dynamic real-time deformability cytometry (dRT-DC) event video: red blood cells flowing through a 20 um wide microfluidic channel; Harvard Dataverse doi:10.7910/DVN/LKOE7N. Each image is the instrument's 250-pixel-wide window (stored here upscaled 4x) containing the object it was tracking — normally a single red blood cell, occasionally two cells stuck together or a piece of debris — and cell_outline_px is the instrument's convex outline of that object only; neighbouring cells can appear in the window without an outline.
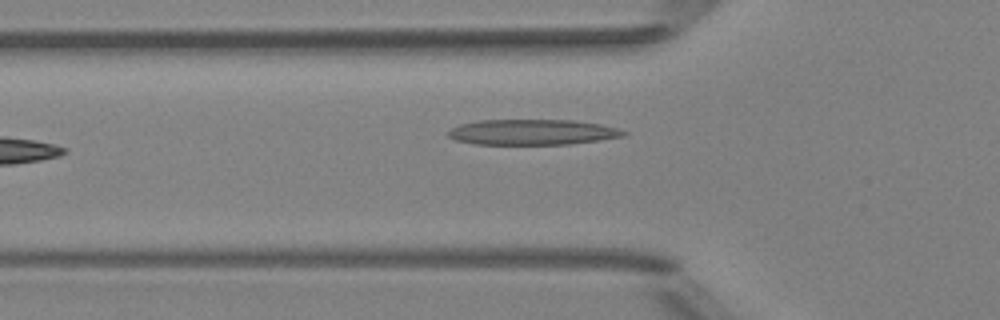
{"species": "Egyptian fruit bat (a non-hibernating species)", "species_latin": "Rousettus aegyptiacus", "temperature_condition": "room temperature", "stored_images_in_passage": 6, "camera_frame_rate_fps": 3000, "um_per_image_px": 0.085, "animal": {"sex": "female"}, "frame": {"image": 1, "passage_image": 6, "time_ms": 1.667, "image_size_px": [1000, 320], "cell_outline_px": [[628, 132], [624, 136], [600, 140], [568, 144], [476, 144], [456, 140], [448, 136], [448, 132], [452, 128], [460, 124], [480, 120], [572, 120], [600, 124], [616, 128]], "centroid_in_image_um": [45.25, 11.23], "position_along_channel_um": 80.5, "area_um2": 25.89}}